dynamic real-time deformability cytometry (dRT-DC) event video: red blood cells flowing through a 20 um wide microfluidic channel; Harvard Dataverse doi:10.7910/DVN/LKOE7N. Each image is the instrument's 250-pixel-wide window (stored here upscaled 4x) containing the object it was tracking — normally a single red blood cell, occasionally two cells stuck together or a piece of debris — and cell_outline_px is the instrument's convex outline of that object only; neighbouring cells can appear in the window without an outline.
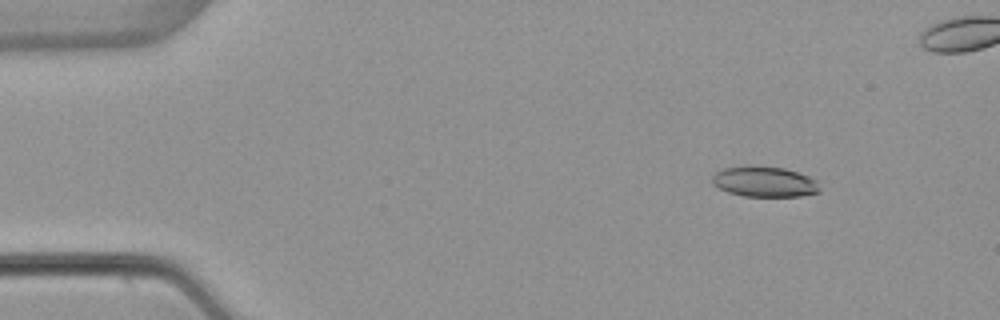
{"species": "common noctule bat (a hibernating species)", "species_latin": "Nyctalus noctula", "temperature_condition": "warm", "stored_images_in_passage": 54, "camera_frame_rate_fps": 3000, "um_per_image_px": 0.085, "animal": {"sex": "female", "body_mass_g": 22.7, "forearm_length_mm": 54.2}, "frame": {"image": 1, "passage_image": 7, "time_ms": 2.0, "image_size_px": [1000, 320], "cell_outline_px": [[820, 192], [800, 196], [744, 196], [728, 192], [712, 184], [712, 176], [716, 172], [724, 168], [784, 168], [808, 176], [816, 180], [820, 188]], "centroid_in_image_um": [65.01, 15.49], "position_along_channel_um": 20.0, "area_um2": 18.38}}
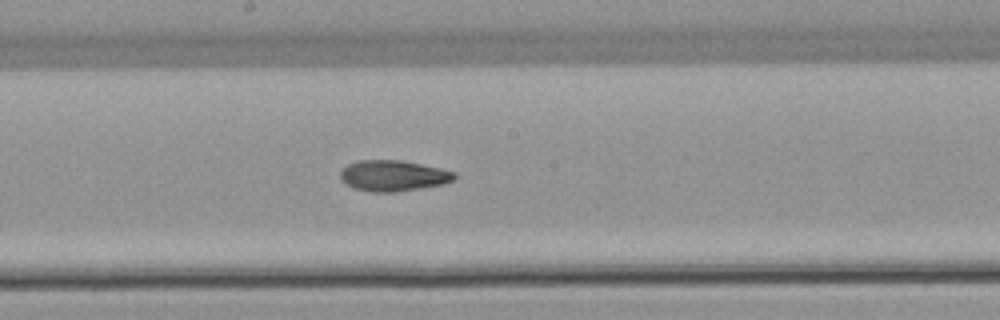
{"frame": {"image": 2, "passage_image": 29, "time_ms": 9.333, "image_size_px": [1000, 320], "cell_outline_px": [[456, 180], [444, 184], [396, 192], [372, 192], [352, 188], [344, 184], [340, 180], [340, 172], [348, 164], [356, 160], [400, 160], [440, 168], [456, 172]], "centroid_in_image_um": [33.41, 14.94], "position_along_channel_um": 214.8, "area_um2": 20.75}}
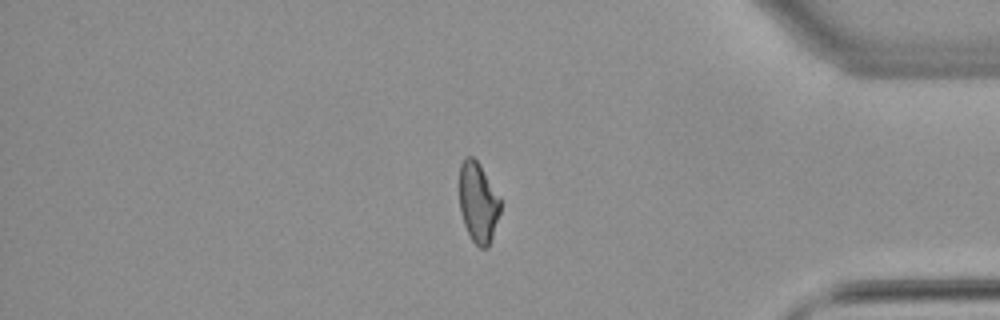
{"frame": {"image": 3, "passage_image": 45, "time_ms": 14.667, "image_size_px": [1000, 320], "cell_outline_px": [[500, 212], [488, 248], [480, 248], [472, 240], [464, 224], [460, 212], [460, 164], [464, 156], [472, 156], [480, 164], [500, 196]], "centroid_in_image_um": [40.64, 17.18], "position_along_channel_um": 394.6, "area_um2": 19.19}, "authors_computed_cell_mechanics": {"area_um2": 20.2011, "velocity_mm_per_s": 3.9021, "shape_relaxation_time_tau1_ms": null, "shape_relaxation_time_tau2_ms": 7.6432, "deformation_change_tau1": null, "deformation_change_tau2": 0.1353}}